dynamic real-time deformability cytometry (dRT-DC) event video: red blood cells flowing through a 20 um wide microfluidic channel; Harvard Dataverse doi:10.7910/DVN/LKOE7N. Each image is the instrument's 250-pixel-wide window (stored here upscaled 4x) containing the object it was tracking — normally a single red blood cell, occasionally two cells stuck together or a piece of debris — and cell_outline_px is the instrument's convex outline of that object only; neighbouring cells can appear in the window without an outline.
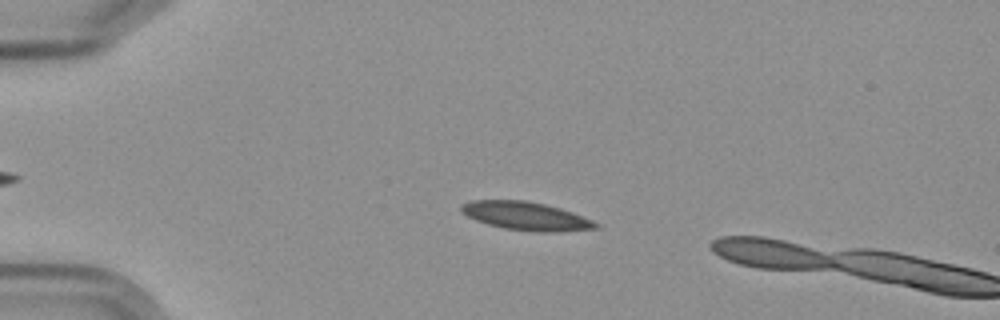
{"species": "Egyptian fruit bat (a non-hibernating species)", "species_latin": "Rousettus aegyptiacus", "temperature_condition": "cold", "stored_images_in_passage": 5, "camera_frame_rate_fps": 3000, "um_per_image_px": 0.085, "frame": {"image": 1, "passage_image": 3, "time_ms": 3.0, "image_size_px": [1000, 320], "cell_outline_px": [[600, 228], [560, 232], [540, 232], [504, 228], [488, 224], [476, 220], [460, 212], [460, 204], [472, 200], [524, 200], [544, 204], [560, 208], [572, 212], [592, 220], [600, 224]], "centroid_in_image_um": [44.71, 18.36], "position_along_channel_um": 40.3, "area_um2": 22.25}}